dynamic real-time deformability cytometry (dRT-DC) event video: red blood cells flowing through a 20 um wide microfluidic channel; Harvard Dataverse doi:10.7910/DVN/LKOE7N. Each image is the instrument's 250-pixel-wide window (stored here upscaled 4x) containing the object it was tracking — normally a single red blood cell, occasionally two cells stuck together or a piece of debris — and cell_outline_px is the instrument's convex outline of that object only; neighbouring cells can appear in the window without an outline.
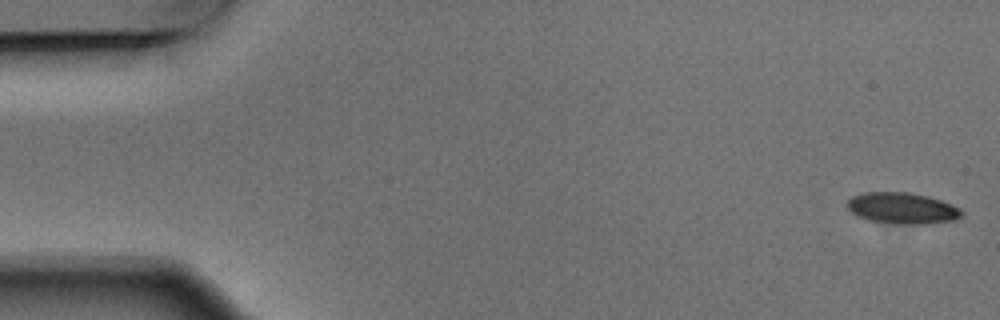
{"species": "Egyptian fruit bat (a non-hibernating species)", "species_latin": "Rousettus aegyptiacus", "temperature_condition": "warm", "stored_images_in_passage": 5, "camera_frame_rate_fps": 3000, "um_per_image_px": 0.085, "animal": {"sex": "male"}, "frame": {"image": 1, "passage_image": 1, "time_ms": 0.0, "image_size_px": [1000, 320], "cell_outline_px": [[964, 212], [960, 216], [952, 220], [924, 224], [908, 224], [868, 220], [856, 216], [848, 208], [848, 200], [852, 196], [864, 192], [908, 192], [928, 196], [940, 200], [960, 208]], "centroid_in_image_um": [76.67, 17.68], "position_along_channel_um": 8.3, "area_um2": 20.58}}
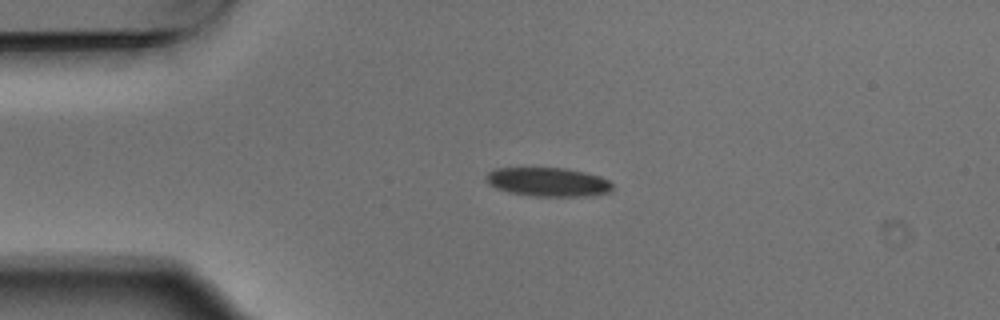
{"frame": {"image": 2, "passage_image": 4, "time_ms": 1.0, "image_size_px": [1000, 320], "cell_outline_px": [[612, 188], [608, 192], [588, 196], [536, 196], [508, 192], [496, 188], [488, 184], [484, 180], [484, 176], [492, 168], [564, 168], [584, 172], [600, 176], [608, 180], [612, 184]], "centroid_in_image_um": [46.52, 15.46], "position_along_channel_um": 38.5, "area_um2": 21.33}}